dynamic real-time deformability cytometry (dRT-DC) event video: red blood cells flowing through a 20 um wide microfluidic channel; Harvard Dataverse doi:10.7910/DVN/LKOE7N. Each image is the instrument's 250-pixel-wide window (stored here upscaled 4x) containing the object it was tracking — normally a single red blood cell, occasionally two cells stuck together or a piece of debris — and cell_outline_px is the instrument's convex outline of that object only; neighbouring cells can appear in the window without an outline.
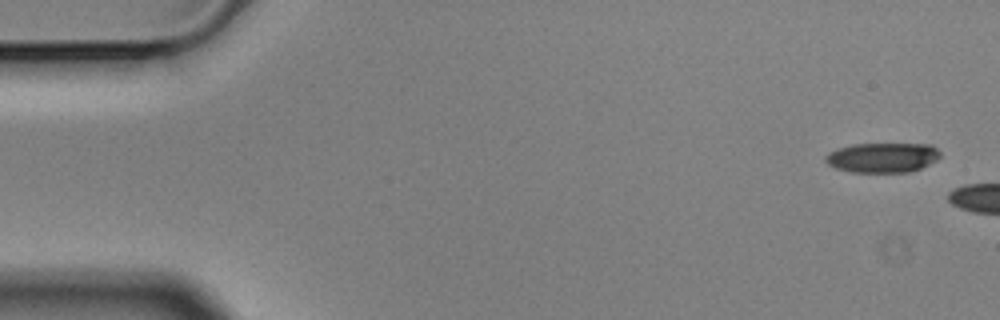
{"species": "Egyptian fruit bat (a non-hibernating species)", "species_latin": "Rousettus aegyptiacus", "temperature_condition": "cold", "stored_images_in_passage": 3, "camera_frame_rate_fps": 3000, "um_per_image_px": 0.085, "animal": {"sex": "male"}, "frame": {"image": 1, "passage_image": 1, "time_ms": 0.0, "image_size_px": [1000, 320], "cell_outline_px": [[940, 156], [936, 160], [920, 168], [908, 172], [852, 172], [836, 168], [828, 164], [824, 160], [824, 156], [828, 152], [836, 148], [852, 144], [932, 144], [940, 152]], "centroid_in_image_um": [74.97, 13.38], "position_along_channel_um": 10.0, "area_um2": 20.0}}